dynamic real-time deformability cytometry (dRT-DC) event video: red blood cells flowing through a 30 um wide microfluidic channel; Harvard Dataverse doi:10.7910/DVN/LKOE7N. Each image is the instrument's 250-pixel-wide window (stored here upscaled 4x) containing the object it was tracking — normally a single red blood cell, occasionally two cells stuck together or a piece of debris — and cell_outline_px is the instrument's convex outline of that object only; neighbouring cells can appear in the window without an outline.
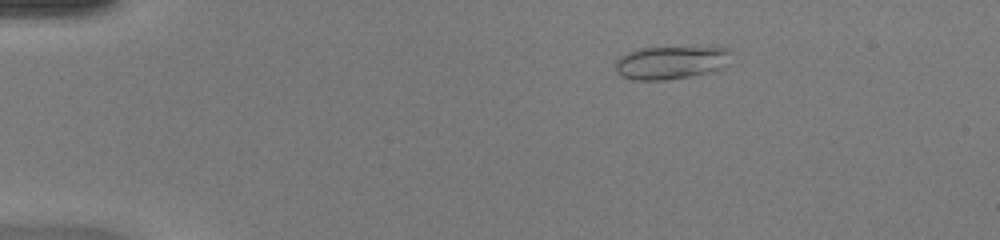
{"species": "common noctule bat (a hibernating species)", "species_latin": "Nyctalus noctula", "temperature_condition": "warm", "stored_images_in_passage": 42, "camera_frame_rate_fps": 3000, "um_per_image_px": 0.085, "animal": {"sex": "female", "body_mass_g": 20.0, "forearm_length_mm": 54.0}, "frame": {"image": 1, "passage_image": 2, "time_ms": 0.333, "image_size_px": [1000, 240], "cell_outline_px": [[732, 52], [728, 64], [712, 72], [664, 80], [632, 80], [620, 76], [616, 72], [616, 60], [620, 56], [628, 52], [640, 48], [728, 48]], "centroid_in_image_um": [57.0, 5.33], "position_along_channel_um": 28.0, "area_um2": 22.2}}
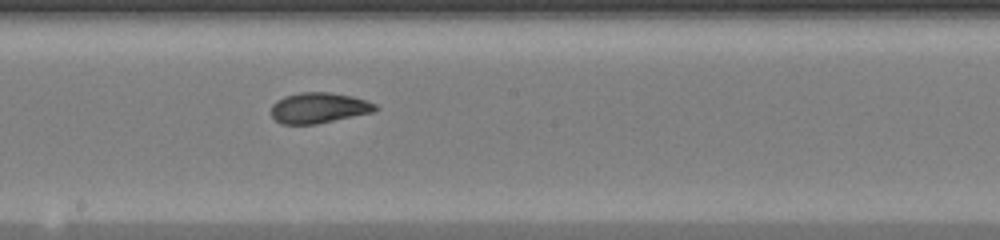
{"frame": {"image": 2, "passage_image": 21, "time_ms": 6.667, "image_size_px": [1000, 240], "cell_outline_px": [[380, 108], [372, 112], [316, 124], [280, 124], [272, 116], [272, 104], [276, 100], [284, 96], [300, 92], [328, 92], [352, 96], [376, 104]], "centroid_in_image_um": [27.07, 9.16], "position_along_channel_um": 221.1, "area_um2": 18.5}}
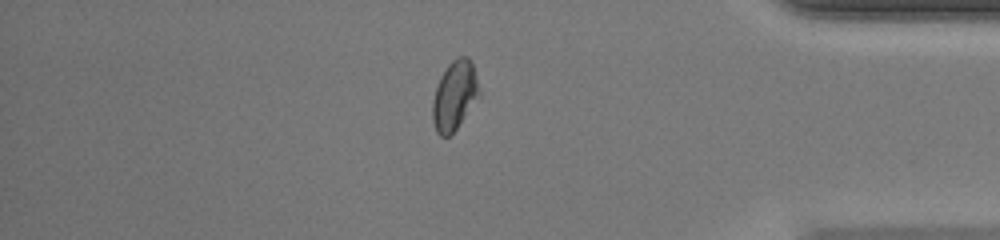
{"frame": {"image": 3, "passage_image": 35, "time_ms": 11.333, "image_size_px": [1000, 240], "cell_outline_px": [[480, 96], [456, 128], [448, 136], [440, 136], [436, 132], [432, 120], [432, 100], [440, 76], [448, 64], [456, 56], [468, 56], [472, 60], [480, 88]], "centroid_in_image_um": [38.64, 8.07], "position_along_channel_um": 396.6, "area_um2": 19.02}, "authors_computed_cell_mechanics": {"area_um2": 19.1318, "velocity_mm_per_s": 4.2933, "shape_relaxation_time_tau1_ms": null, "shape_relaxation_time_tau2_ms": 1.1231, "deformation_change_tau1": null, "deformation_change_tau2": 0.063}}